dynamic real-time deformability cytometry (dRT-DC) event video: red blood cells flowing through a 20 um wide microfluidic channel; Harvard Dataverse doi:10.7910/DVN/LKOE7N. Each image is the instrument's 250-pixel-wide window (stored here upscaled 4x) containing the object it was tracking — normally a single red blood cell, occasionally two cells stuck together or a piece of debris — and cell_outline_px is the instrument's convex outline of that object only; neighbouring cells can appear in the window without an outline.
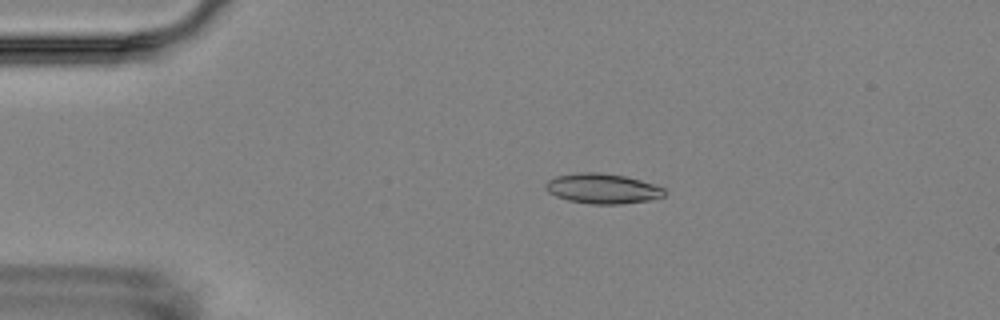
{"species": "Egyptian fruit bat (a non-hibernating species)", "species_latin": "Rousettus aegyptiacus", "temperature_condition": "room temperature", "stored_images_in_passage": 5, "camera_frame_rate_fps": 3000, "um_per_image_px": 0.085, "animal": {"sex": "female"}, "frame": {"image": 1, "passage_image": 3, "time_ms": 2.333, "image_size_px": [1000, 320], "cell_outline_px": [[664, 196], [648, 200], [620, 204], [592, 204], [568, 200], [556, 196], [548, 192], [544, 188], [544, 184], [548, 180], [556, 176], [576, 172], [600, 172], [624, 176], [640, 180], [664, 188]], "centroid_in_image_um": [51.16, 16.02], "position_along_channel_um": 33.8, "area_um2": 20.75}}
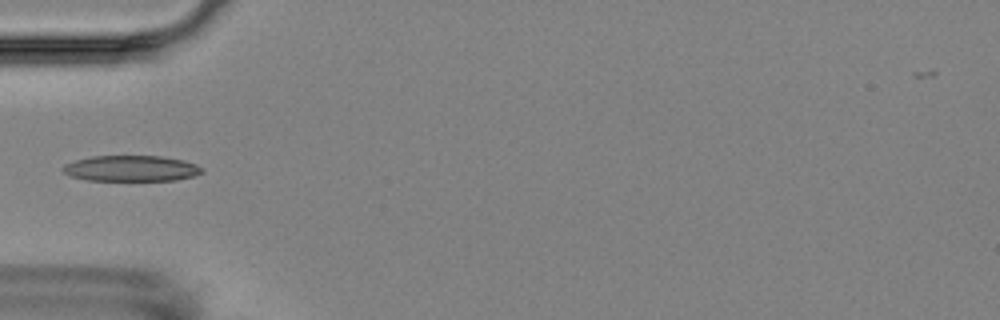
{"frame": {"image": 2, "passage_image": 5, "time_ms": 4.667, "image_size_px": [1000, 320], "cell_outline_px": [[204, 172], [192, 176], [176, 180], [88, 180], [72, 176], [64, 172], [60, 168], [64, 164], [76, 160], [92, 156], [160, 156], [184, 160], [196, 164], [204, 168]], "centroid_in_image_um": [11.17, 14.31], "position_along_channel_um": 73.8, "area_um2": 20.87}}